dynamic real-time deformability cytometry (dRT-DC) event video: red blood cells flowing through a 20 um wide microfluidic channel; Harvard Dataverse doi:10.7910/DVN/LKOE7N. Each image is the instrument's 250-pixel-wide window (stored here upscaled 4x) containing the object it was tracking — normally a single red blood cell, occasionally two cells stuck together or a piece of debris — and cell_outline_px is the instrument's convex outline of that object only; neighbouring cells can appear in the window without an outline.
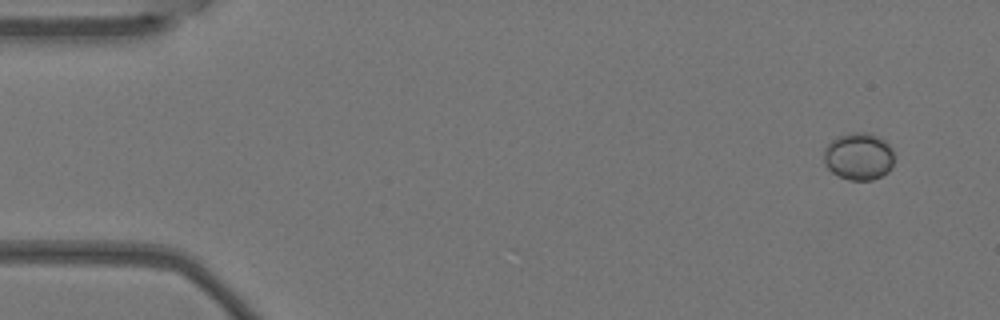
{"species": "Egyptian fruit bat (a non-hibernating species)", "species_latin": "Rousettus aegyptiacus", "temperature_condition": "warm", "stored_images_in_passage": 7, "camera_frame_rate_fps": 3000, "um_per_image_px": 0.085, "animal": {"sex": "female"}, "frame": {"image": 1, "passage_image": 1, "time_ms": 0.0, "image_size_px": [1000, 320], "cell_outline_px": [[892, 168], [888, 172], [872, 180], [848, 180], [832, 172], [824, 164], [824, 148], [836, 136], [848, 132], [868, 132], [884, 140], [892, 148]], "centroid_in_image_um": [72.96, 13.28], "position_along_channel_um": 12.0, "area_um2": 19.48}}
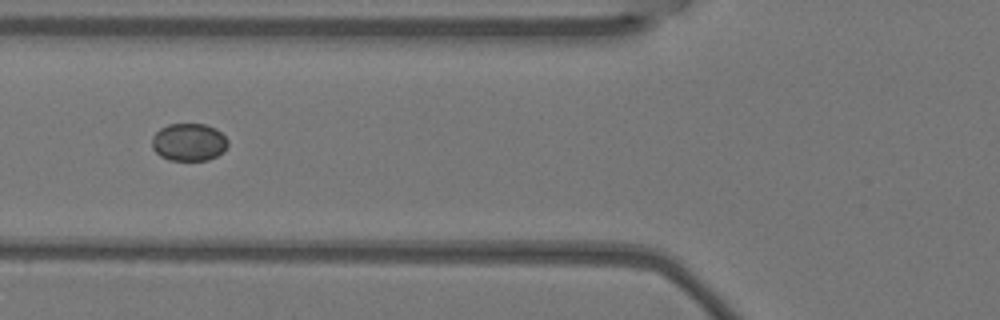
{"frame": {"image": 2, "passage_image": 5, "time_ms": 1.333, "image_size_px": [1000, 320], "cell_outline_px": [[228, 144], [224, 152], [208, 160], [168, 160], [160, 156], [152, 148], [152, 136], [160, 128], [168, 124], [204, 124], [216, 128], [228, 140]], "centroid_in_image_um": [16.05, 12.08], "position_along_channel_um": 109.8, "area_um2": 16.76}}
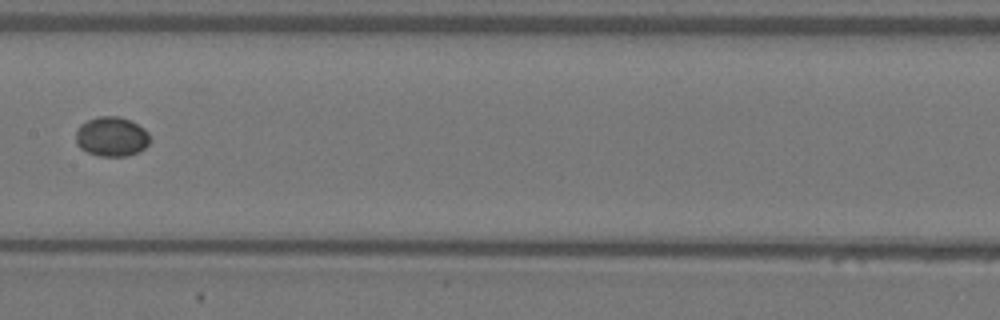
{"frame": {"image": 3, "passage_image": 7, "time_ms": 2.0, "image_size_px": [1000, 320], "cell_outline_px": [[148, 144], [144, 148], [128, 156], [100, 156], [88, 152], [80, 148], [76, 144], [76, 128], [80, 124], [96, 116], [120, 116], [132, 120], [144, 128], [148, 132]], "centroid_in_image_um": [9.46, 11.59], "position_along_channel_um": 197.9, "area_um2": 17.22}}